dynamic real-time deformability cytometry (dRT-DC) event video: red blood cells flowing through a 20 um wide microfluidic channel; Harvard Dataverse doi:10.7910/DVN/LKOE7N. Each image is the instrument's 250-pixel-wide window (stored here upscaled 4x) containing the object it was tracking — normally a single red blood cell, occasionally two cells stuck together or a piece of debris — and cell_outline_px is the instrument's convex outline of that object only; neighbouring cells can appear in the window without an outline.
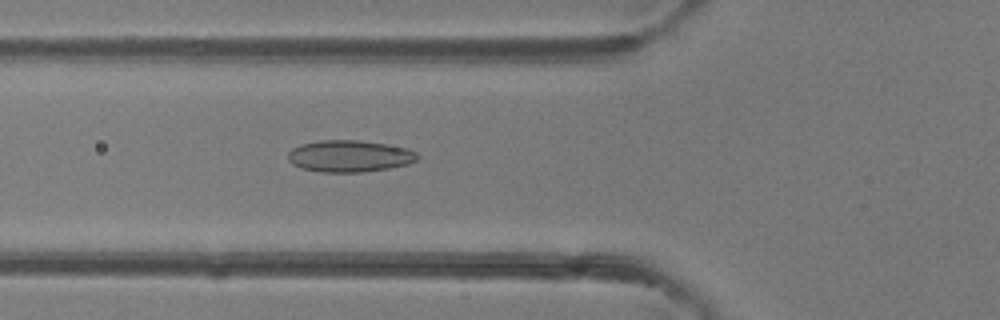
{"species": "common noctule bat (a hibernating species)", "species_latin": "Nyctalus noctula", "temperature_condition": "room temperature", "stored_images_in_passage": 46, "camera_frame_rate_fps": 3000, "um_per_image_px": 0.085, "animal": {"sex": "female"}, "frame": {"image": 1, "passage_image": 16, "time_ms": 5.0, "image_size_px": [1000, 320], "cell_outline_px": [[420, 156], [416, 160], [408, 164], [388, 168], [364, 172], [320, 172], [300, 168], [292, 164], [288, 160], [288, 152], [292, 148], [300, 144], [320, 140], [360, 140], [384, 144], [404, 148], [416, 152]], "centroid_in_image_um": [29.66, 13.27], "position_along_channel_um": 96.1, "area_um2": 23.99}}
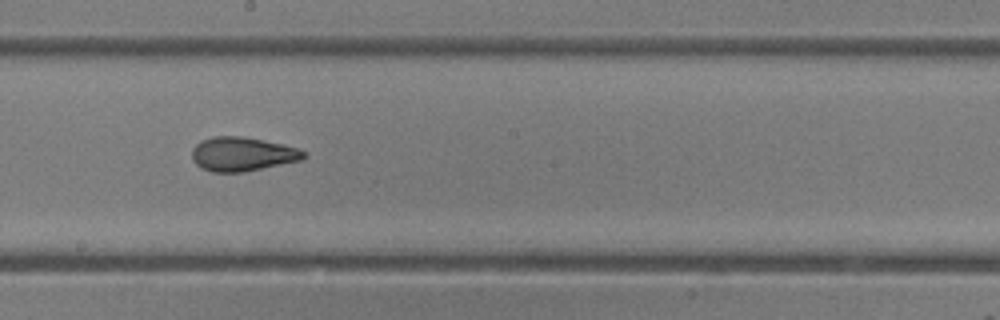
{"frame": {"image": 2, "passage_image": 25, "time_ms": 8.0, "image_size_px": [1000, 320], "cell_outline_px": [[308, 156], [304, 160], [244, 172], [212, 172], [200, 168], [192, 160], [192, 148], [196, 144], [212, 136], [244, 136], [284, 144], [300, 148], [308, 152]], "centroid_in_image_um": [20.66, 13.1], "position_along_channel_um": 227.5, "area_um2": 22.66}}
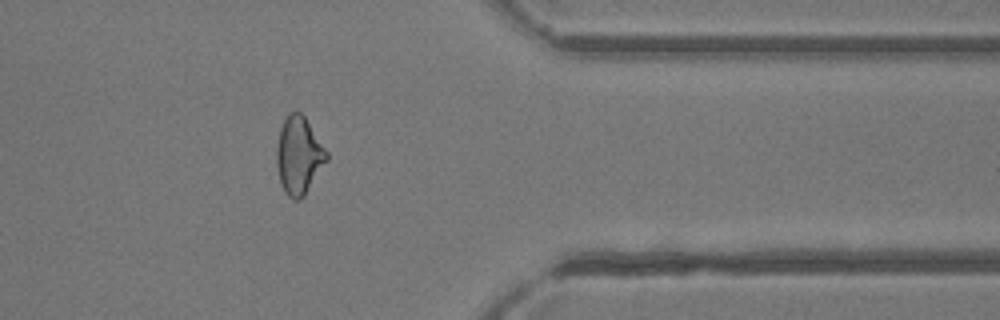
{"frame": {"image": 3, "passage_image": 37, "time_ms": 12.0, "image_size_px": [1000, 320], "cell_outline_px": [[328, 160], [304, 196], [300, 200], [292, 200], [284, 192], [280, 180], [276, 164], [276, 148], [280, 128], [288, 112], [300, 112], [304, 116], [328, 152]], "centroid_in_image_um": [25.39, 13.23], "position_along_channel_um": 386.0, "area_um2": 22.66}, "authors_computed_cell_mechanics": {"area_um2": 22.9755, "velocity_mm_per_s": 4.3621, "shape_relaxation_time_tau1_ms": 7.2895, "shape_relaxation_time_tau2_ms": 1.7059, "deformation_change_tau1": 0.1616, "deformation_change_tau2": 0.0848}}